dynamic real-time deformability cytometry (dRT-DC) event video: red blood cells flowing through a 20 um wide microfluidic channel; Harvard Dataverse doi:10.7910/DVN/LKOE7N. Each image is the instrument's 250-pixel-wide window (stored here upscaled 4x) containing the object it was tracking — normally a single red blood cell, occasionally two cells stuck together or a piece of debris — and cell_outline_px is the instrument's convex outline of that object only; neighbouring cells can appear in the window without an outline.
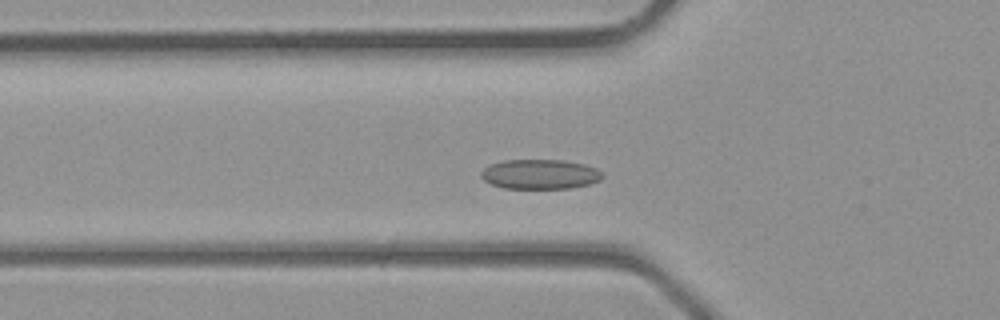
{"species": "common noctule bat (a hibernating species)", "species_latin": "Nyctalus noctula", "temperature_condition": "room temperature", "stored_images_in_passage": 28, "camera_frame_rate_fps": 3000, "um_per_image_px": 0.085, "animal": {"sex": "male", "body_mass_g": 23.1, "forearm_length_mm": 52.7}, "frame": {"image": 1, "passage_image": 2, "time_ms": 0.333, "image_size_px": [1000, 320], "cell_outline_px": [[604, 176], [600, 180], [588, 184], [572, 188], [504, 188], [492, 184], [484, 180], [480, 176], [480, 172], [488, 164], [504, 160], [564, 160], [584, 164], [596, 168], [604, 172]], "centroid_in_image_um": [45.91, 14.8], "position_along_channel_um": 79.9, "area_um2": 21.15}}
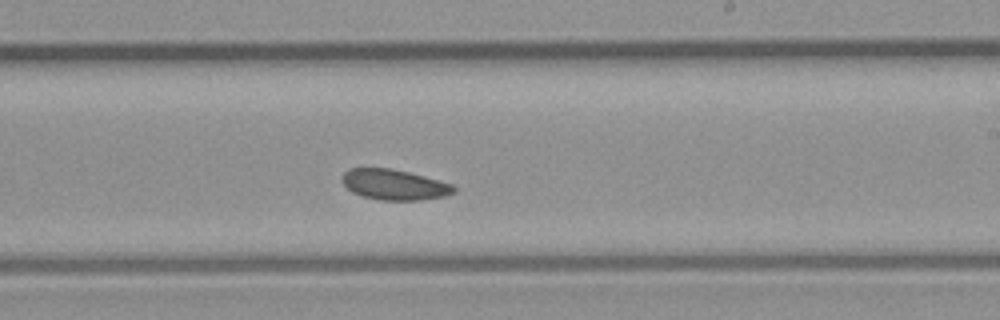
{"frame": {"image": 2, "passage_image": 12, "time_ms": 3.667, "image_size_px": [1000, 320], "cell_outline_px": [[456, 192], [444, 196], [420, 200], [380, 200], [364, 196], [352, 192], [340, 180], [344, 172], [348, 168], [392, 168], [440, 180], [452, 184], [456, 188]], "centroid_in_image_um": [33.51, 15.69], "position_along_channel_um": 255.5, "area_um2": 19.88}}
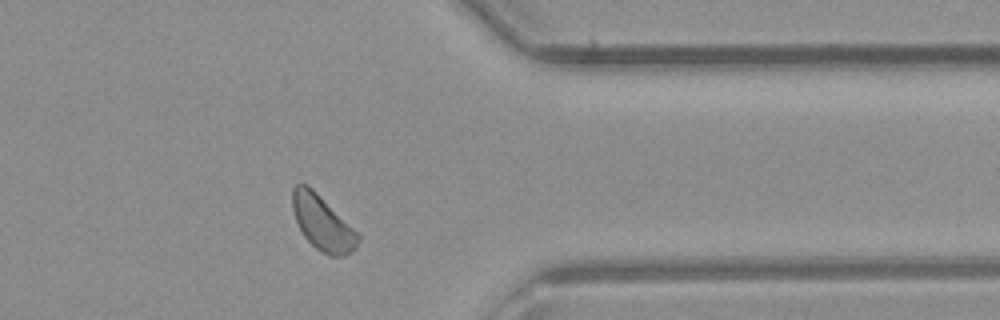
{"frame": {"image": 3, "passage_image": 20, "time_ms": 6.333, "image_size_px": [1000, 320], "cell_outline_px": [[360, 240], [356, 248], [344, 256], [328, 256], [320, 252], [304, 236], [296, 220], [292, 208], [292, 188], [296, 184], [308, 184], [360, 236]], "centroid_in_image_um": [27.39, 18.97], "position_along_channel_um": 384.0, "area_um2": 20.52}}